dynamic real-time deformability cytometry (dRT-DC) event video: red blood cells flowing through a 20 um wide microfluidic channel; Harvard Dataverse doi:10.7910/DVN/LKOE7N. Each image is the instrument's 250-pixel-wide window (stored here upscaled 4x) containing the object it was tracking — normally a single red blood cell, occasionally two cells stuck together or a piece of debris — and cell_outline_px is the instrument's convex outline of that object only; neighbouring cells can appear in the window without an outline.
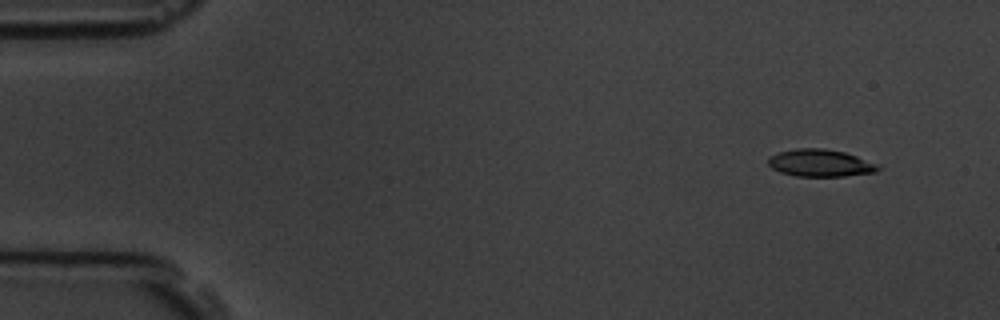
{"species": "common noctule bat (a hibernating species)", "species_latin": "Nyctalus noctula", "temperature_condition": "room temperature", "stored_images_in_passage": 6, "camera_frame_rate_fps": 3000, "um_per_image_px": 0.085, "animal": {"sex": "male", "body_mass_g": 19.5, "forearm_length_mm": 54.6}, "frame": {"image": 1, "passage_image": 1, "time_ms": 0.0, "image_size_px": [1000, 320], "cell_outline_px": [[880, 168], [876, 172], [844, 176], [796, 176], [780, 172], [772, 168], [768, 164], [768, 156], [780, 152], [796, 148], [824, 148], [844, 152], [856, 156], [876, 164]], "centroid_in_image_um": [69.68, 13.85], "position_along_channel_um": 15.3, "area_um2": 17.34}}
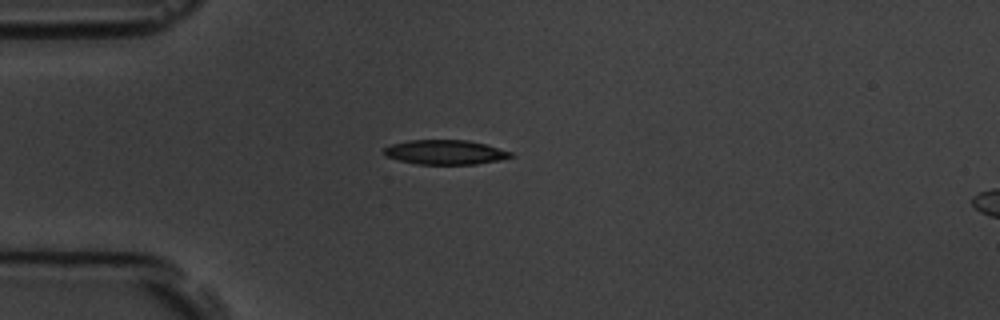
{"frame": {"image": 2, "passage_image": 4, "time_ms": 3.333, "image_size_px": [1000, 320], "cell_outline_px": [[516, 156], [476, 164], [416, 164], [384, 156], [384, 148], [392, 144], [408, 140], [468, 140], [484, 144], [512, 152]], "centroid_in_image_um": [37.82, 12.93], "position_along_channel_um": 47.2, "area_um2": 17.98}}
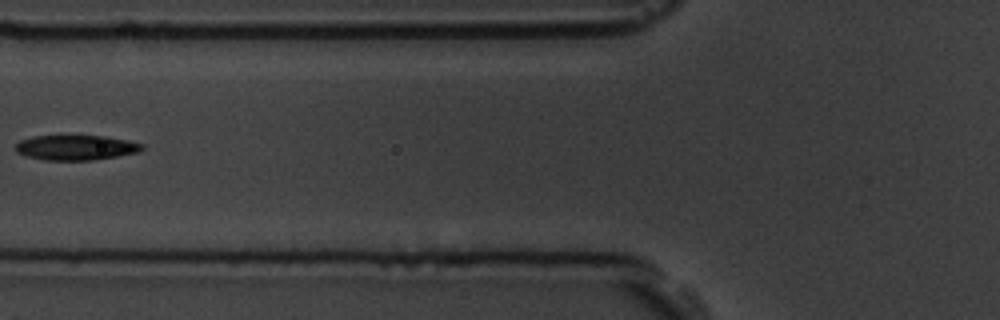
{"frame": {"image": 3, "passage_image": 6, "time_ms": 5.667, "image_size_px": [1000, 320], "cell_outline_px": [[144, 148], [140, 152], [92, 160], [44, 160], [28, 156], [16, 152], [16, 144], [20, 140], [32, 136], [104, 136], [128, 140], [144, 144]], "centroid_in_image_um": [6.47, 12.54], "position_along_channel_um": 119.3, "area_um2": 18.38}}